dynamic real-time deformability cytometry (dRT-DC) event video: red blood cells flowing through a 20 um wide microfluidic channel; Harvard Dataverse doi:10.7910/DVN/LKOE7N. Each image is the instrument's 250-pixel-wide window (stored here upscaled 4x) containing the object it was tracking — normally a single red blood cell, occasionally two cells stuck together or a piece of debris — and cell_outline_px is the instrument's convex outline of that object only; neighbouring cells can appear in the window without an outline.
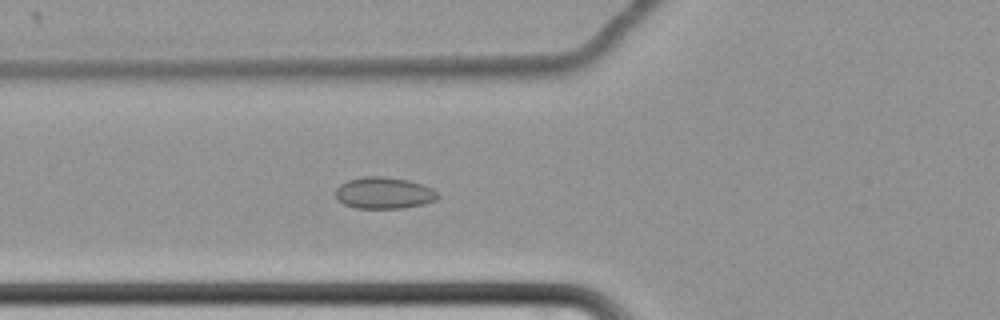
{"species": "common noctule bat (a hibernating species)", "species_latin": "Nyctalus noctula", "temperature_condition": "cold", "stored_images_in_passage": 68, "camera_frame_rate_fps": 3000, "um_per_image_px": 0.085, "animal": {"sex": "female", "body_mass_g": 22.7, "forearm_length_mm": 54.2}, "frame": {"image": 1, "passage_image": 30, "time_ms": 9.667, "image_size_px": [1000, 320], "cell_outline_px": [[440, 196], [436, 200], [424, 204], [400, 208], [356, 208], [344, 204], [336, 196], [336, 188], [340, 184], [348, 180], [364, 176], [380, 176], [408, 180], [424, 184], [432, 188]], "centroid_in_image_um": [32.66, 16.39], "position_along_channel_um": 93.1, "area_um2": 18.79}}
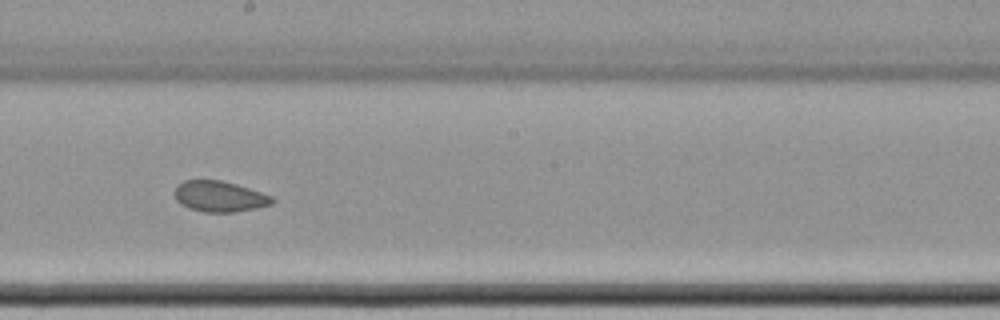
{"frame": {"image": 2, "passage_image": 42, "time_ms": 13.667, "image_size_px": [1000, 320], "cell_outline_px": [[276, 200], [272, 204], [256, 208], [232, 212], [204, 212], [188, 208], [180, 204], [176, 200], [176, 188], [184, 180], [220, 180], [236, 184], [272, 196]], "centroid_in_image_um": [18.67, 16.7], "position_along_channel_um": 229.5, "area_um2": 17.34}}
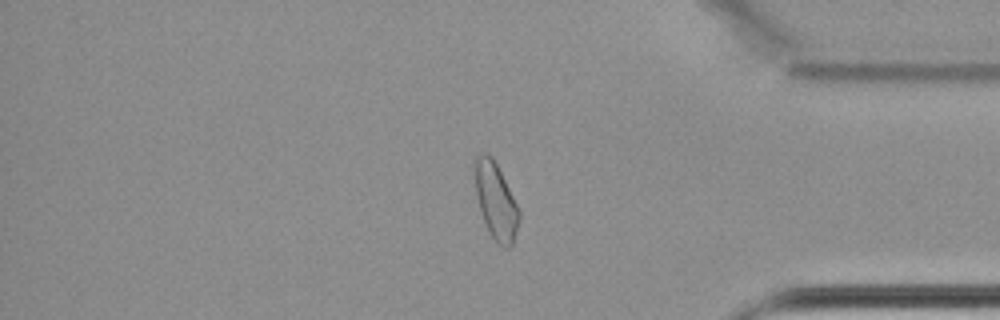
{"frame": {"image": 3, "passage_image": 58, "time_ms": 19.0, "image_size_px": [1000, 320], "cell_outline_px": [[520, 220], [512, 248], [508, 248], [500, 244], [488, 232], [480, 208], [476, 192], [472, 168], [476, 156], [484, 152], [492, 156], [520, 212]], "centroid_in_image_um": [42.12, 17.07], "position_along_channel_um": 393.1, "area_um2": 19.54}, "authors_computed_cell_mechanics": {"area_um2": 20.1433, "velocity_mm_per_s": 3.4172, "shape_relaxation_time_tau1_ms": null, "shape_relaxation_time_tau2_ms": 4.1384, "deformation_change_tau1": null, "deformation_change_tau2": 0.0693}}